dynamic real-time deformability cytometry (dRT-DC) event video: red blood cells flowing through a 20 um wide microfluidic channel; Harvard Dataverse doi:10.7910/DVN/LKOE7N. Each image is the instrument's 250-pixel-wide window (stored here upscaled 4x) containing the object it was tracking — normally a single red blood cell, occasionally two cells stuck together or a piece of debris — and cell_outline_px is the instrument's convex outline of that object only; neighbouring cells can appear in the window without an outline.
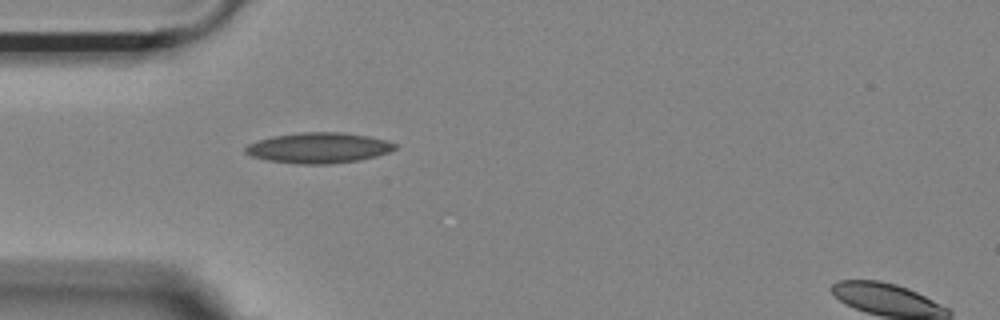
{"species": "Egyptian fruit bat (a non-hibernating species)", "species_latin": "Rousettus aegyptiacus", "temperature_condition": "room temperature", "stored_images_in_passage": 32, "camera_frame_rate_fps": 3000, "um_per_image_px": 0.085, "animal": {"sex": "female"}, "frame": {"image": 1, "passage_image": 1, "time_ms": 0.0, "image_size_px": [1000, 320], "cell_outline_px": [[400, 144], [396, 148], [388, 152], [376, 156], [356, 160], [328, 164], [300, 164], [268, 160], [252, 156], [244, 152], [244, 148], [248, 144], [272, 136], [300, 132], [340, 132], [368, 136], [388, 140]], "centroid_in_image_um": [27.11, 12.56], "position_along_channel_um": 57.9, "area_um2": 26.53}}
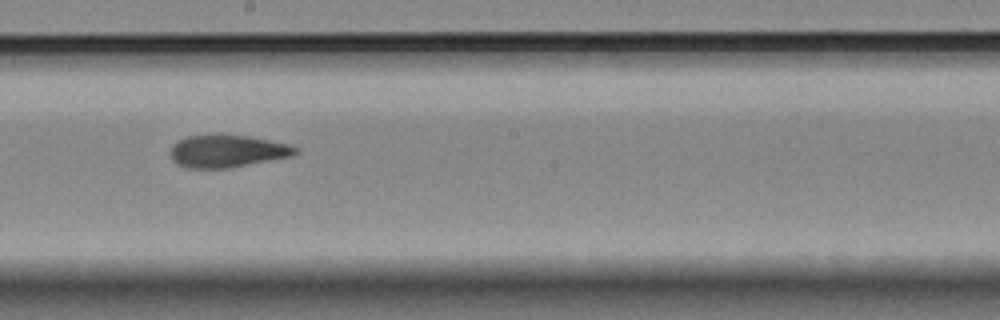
{"frame": {"image": 2, "passage_image": 15, "time_ms": 4.667, "image_size_px": [1000, 320], "cell_outline_px": [[300, 152], [292, 156], [228, 168], [188, 168], [176, 164], [172, 160], [168, 152], [172, 144], [188, 136], [248, 136], [288, 144], [300, 148]], "centroid_in_image_um": [19.31, 12.87], "position_along_channel_um": 228.9, "area_um2": 23.41}}
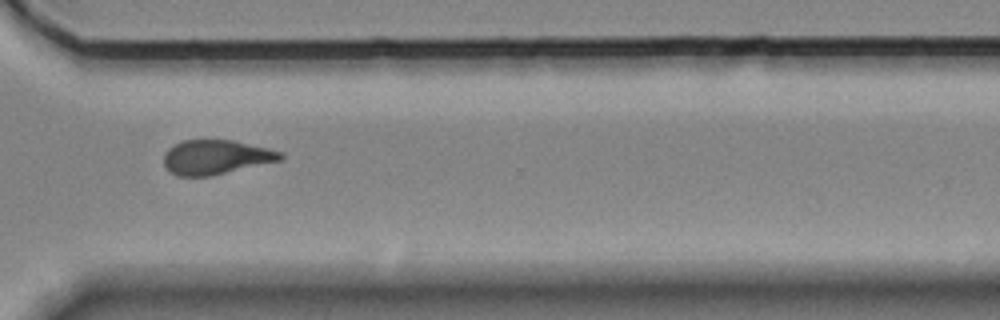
{"frame": {"image": 3, "passage_image": 25, "time_ms": 8.0, "image_size_px": [1000, 320], "cell_outline_px": [[284, 160], [208, 176], [180, 176], [172, 172], [164, 164], [164, 152], [172, 144], [180, 140], [232, 140], [268, 148], [284, 152]], "centroid_in_image_um": [18.38, 13.34], "position_along_channel_um": 352.2, "area_um2": 23.47}, "authors_computed_cell_mechanics": {"area_um2": 24.0448, "velocity_mm_per_s": 3.7011, "shape_relaxation_time_tau1_ms": 9.3289, "shape_relaxation_time_tau2_ms": 2.8264, "deformation_change_tau1": 0.2212, "deformation_change_tau2": 0.0962}}